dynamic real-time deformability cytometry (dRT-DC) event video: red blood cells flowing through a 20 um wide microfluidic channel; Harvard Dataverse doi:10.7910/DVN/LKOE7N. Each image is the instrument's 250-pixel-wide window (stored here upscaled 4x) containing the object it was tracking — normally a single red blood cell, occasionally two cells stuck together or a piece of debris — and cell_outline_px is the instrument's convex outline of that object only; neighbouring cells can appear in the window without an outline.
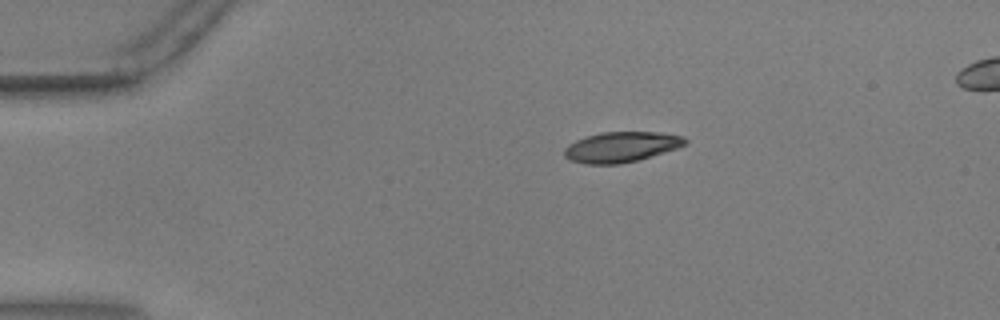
{"species": "common noctule bat (a hibernating species)", "species_latin": "Nyctalus noctula", "temperature_condition": "warm", "stored_images_in_passage": 49, "camera_frame_rate_fps": 3000, "um_per_image_px": 0.085, "animal": {"sex": "male", "body_mass_g": 17.9, "forearm_length_mm": 54.2}, "frame": {"image": 1, "passage_image": 4, "time_ms": 1.0, "image_size_px": [1000, 320], "cell_outline_px": [[688, 144], [640, 160], [620, 164], [588, 164], [568, 160], [564, 156], [564, 148], [568, 144], [576, 140], [600, 132], [656, 132], [684, 136], [688, 140]], "centroid_in_image_um": [52.8, 12.5], "position_along_channel_um": 32.2, "area_um2": 21.5}}
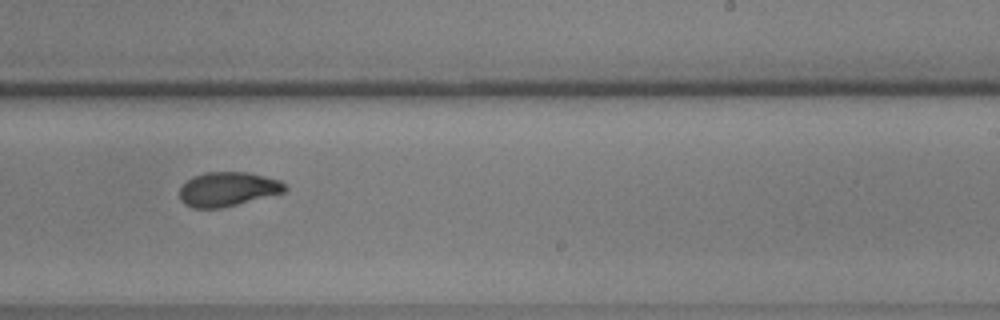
{"frame": {"image": 2, "passage_image": 28, "time_ms": 9.0, "image_size_px": [1000, 320], "cell_outline_px": [[288, 188], [284, 192], [220, 208], [192, 208], [184, 204], [180, 200], [180, 188], [192, 176], [204, 172], [248, 172], [280, 180]], "centroid_in_image_um": [19.33, 16.07], "position_along_channel_um": 269.7, "area_um2": 20.92}}
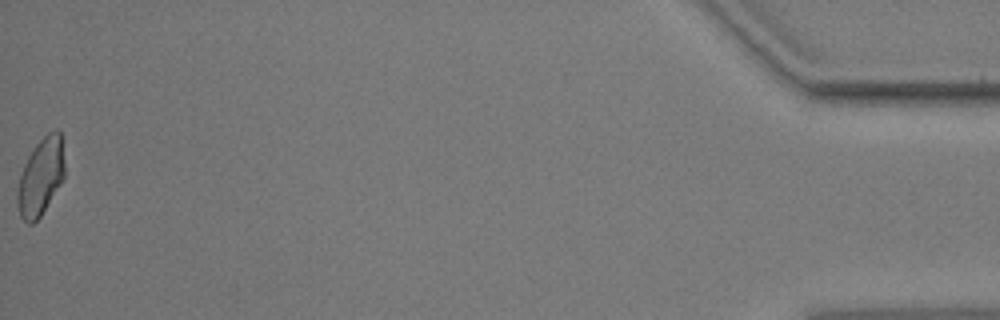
{"frame": {"image": 3, "passage_image": 49, "time_ms": 16.0, "image_size_px": [1000, 320], "cell_outline_px": [[64, 176], [60, 184], [40, 216], [32, 224], [28, 224], [20, 216], [16, 200], [16, 192], [20, 176], [24, 164], [28, 156], [36, 144], [48, 132], [56, 128], [60, 132], [64, 160]], "centroid_in_image_um": [3.45, 15.02], "position_along_channel_um": 431.8, "area_um2": 21.04}, "authors_computed_cell_mechanics": {"area_um2": 21.386, "velocity_mm_per_s": 3.6316, "shape_relaxation_time_tau1_ms": 6.8851, "shape_relaxation_time_tau2_ms": 1.701, "deformation_change_tau1": 0.2132, "deformation_change_tau2": 0.0654}}